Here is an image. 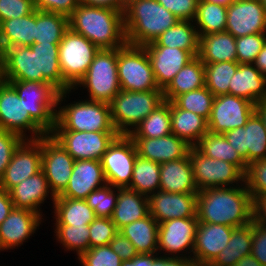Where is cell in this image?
Returning a JSON list of instances; mask_svg holds the SVG:
<instances>
[{
    "label": "cell",
    "instance_id": "6da1fadb",
    "mask_svg": "<svg viewBox=\"0 0 266 266\" xmlns=\"http://www.w3.org/2000/svg\"><path fill=\"white\" fill-rule=\"evenodd\" d=\"M196 208L199 222L240 227L253 221V199L242 183L199 191Z\"/></svg>",
    "mask_w": 266,
    "mask_h": 266
},
{
    "label": "cell",
    "instance_id": "7a4b0ae2",
    "mask_svg": "<svg viewBox=\"0 0 266 266\" xmlns=\"http://www.w3.org/2000/svg\"><path fill=\"white\" fill-rule=\"evenodd\" d=\"M69 28L99 49H118L127 43L124 13L119 10L79 4L69 16Z\"/></svg>",
    "mask_w": 266,
    "mask_h": 266
},
{
    "label": "cell",
    "instance_id": "3957f363",
    "mask_svg": "<svg viewBox=\"0 0 266 266\" xmlns=\"http://www.w3.org/2000/svg\"><path fill=\"white\" fill-rule=\"evenodd\" d=\"M179 20L156 0H134L124 11L126 42L144 46L153 42Z\"/></svg>",
    "mask_w": 266,
    "mask_h": 266
},
{
    "label": "cell",
    "instance_id": "277c9868",
    "mask_svg": "<svg viewBox=\"0 0 266 266\" xmlns=\"http://www.w3.org/2000/svg\"><path fill=\"white\" fill-rule=\"evenodd\" d=\"M17 92L30 117L47 133L50 134L56 123L59 103L70 91L59 92L51 84L37 81L4 80Z\"/></svg>",
    "mask_w": 266,
    "mask_h": 266
},
{
    "label": "cell",
    "instance_id": "5b68a950",
    "mask_svg": "<svg viewBox=\"0 0 266 266\" xmlns=\"http://www.w3.org/2000/svg\"><path fill=\"white\" fill-rule=\"evenodd\" d=\"M164 101L163 90H120L110 103L111 121L115 130L120 135H128L133 127Z\"/></svg>",
    "mask_w": 266,
    "mask_h": 266
},
{
    "label": "cell",
    "instance_id": "8992f818",
    "mask_svg": "<svg viewBox=\"0 0 266 266\" xmlns=\"http://www.w3.org/2000/svg\"><path fill=\"white\" fill-rule=\"evenodd\" d=\"M57 110L53 131H116L110 113V104L91 100L73 102Z\"/></svg>",
    "mask_w": 266,
    "mask_h": 266
},
{
    "label": "cell",
    "instance_id": "52a82bcc",
    "mask_svg": "<svg viewBox=\"0 0 266 266\" xmlns=\"http://www.w3.org/2000/svg\"><path fill=\"white\" fill-rule=\"evenodd\" d=\"M117 73L121 90L150 91L159 89L144 46L125 44L117 49Z\"/></svg>",
    "mask_w": 266,
    "mask_h": 266
},
{
    "label": "cell",
    "instance_id": "ba28073f",
    "mask_svg": "<svg viewBox=\"0 0 266 266\" xmlns=\"http://www.w3.org/2000/svg\"><path fill=\"white\" fill-rule=\"evenodd\" d=\"M87 88L91 101L110 104L121 90L117 73V49H99L77 86Z\"/></svg>",
    "mask_w": 266,
    "mask_h": 266
},
{
    "label": "cell",
    "instance_id": "9c48e42d",
    "mask_svg": "<svg viewBox=\"0 0 266 266\" xmlns=\"http://www.w3.org/2000/svg\"><path fill=\"white\" fill-rule=\"evenodd\" d=\"M99 51L91 41L70 28L59 43L58 57L63 80L72 88L85 76Z\"/></svg>",
    "mask_w": 266,
    "mask_h": 266
},
{
    "label": "cell",
    "instance_id": "30bf717a",
    "mask_svg": "<svg viewBox=\"0 0 266 266\" xmlns=\"http://www.w3.org/2000/svg\"><path fill=\"white\" fill-rule=\"evenodd\" d=\"M189 158L198 191L229 185L231 187L233 183L244 182V173L230 162L206 157L195 147L189 150Z\"/></svg>",
    "mask_w": 266,
    "mask_h": 266
},
{
    "label": "cell",
    "instance_id": "8fae6325",
    "mask_svg": "<svg viewBox=\"0 0 266 266\" xmlns=\"http://www.w3.org/2000/svg\"><path fill=\"white\" fill-rule=\"evenodd\" d=\"M137 156L133 140L128 135H119L101 159L107 184L115 188H128Z\"/></svg>",
    "mask_w": 266,
    "mask_h": 266
},
{
    "label": "cell",
    "instance_id": "7c38bea8",
    "mask_svg": "<svg viewBox=\"0 0 266 266\" xmlns=\"http://www.w3.org/2000/svg\"><path fill=\"white\" fill-rule=\"evenodd\" d=\"M50 135L76 160L101 161L103 154L120 135L117 131H52Z\"/></svg>",
    "mask_w": 266,
    "mask_h": 266
},
{
    "label": "cell",
    "instance_id": "4fadbf2b",
    "mask_svg": "<svg viewBox=\"0 0 266 266\" xmlns=\"http://www.w3.org/2000/svg\"><path fill=\"white\" fill-rule=\"evenodd\" d=\"M0 129L17 133L26 140L24 132L27 130L33 134L28 139H39L48 135L25 110L16 90L2 79H0Z\"/></svg>",
    "mask_w": 266,
    "mask_h": 266
},
{
    "label": "cell",
    "instance_id": "5bb4252c",
    "mask_svg": "<svg viewBox=\"0 0 266 266\" xmlns=\"http://www.w3.org/2000/svg\"><path fill=\"white\" fill-rule=\"evenodd\" d=\"M254 112L255 104L245 98L230 94L215 96L208 119L209 132L224 134L243 127Z\"/></svg>",
    "mask_w": 266,
    "mask_h": 266
},
{
    "label": "cell",
    "instance_id": "9a60e30c",
    "mask_svg": "<svg viewBox=\"0 0 266 266\" xmlns=\"http://www.w3.org/2000/svg\"><path fill=\"white\" fill-rule=\"evenodd\" d=\"M42 170V137L24 139L12 154L0 179V188L9 192L23 180Z\"/></svg>",
    "mask_w": 266,
    "mask_h": 266
},
{
    "label": "cell",
    "instance_id": "2e32d148",
    "mask_svg": "<svg viewBox=\"0 0 266 266\" xmlns=\"http://www.w3.org/2000/svg\"><path fill=\"white\" fill-rule=\"evenodd\" d=\"M74 162L73 157L50 134L42 137V170L55 197L68 185Z\"/></svg>",
    "mask_w": 266,
    "mask_h": 266
},
{
    "label": "cell",
    "instance_id": "e0dca14e",
    "mask_svg": "<svg viewBox=\"0 0 266 266\" xmlns=\"http://www.w3.org/2000/svg\"><path fill=\"white\" fill-rule=\"evenodd\" d=\"M223 135L247 164L266 158V128L256 112L251 115L245 126Z\"/></svg>",
    "mask_w": 266,
    "mask_h": 266
},
{
    "label": "cell",
    "instance_id": "ac0fdd59",
    "mask_svg": "<svg viewBox=\"0 0 266 266\" xmlns=\"http://www.w3.org/2000/svg\"><path fill=\"white\" fill-rule=\"evenodd\" d=\"M235 38L266 33V11L260 0H235L227 7L226 29Z\"/></svg>",
    "mask_w": 266,
    "mask_h": 266
},
{
    "label": "cell",
    "instance_id": "d6986e66",
    "mask_svg": "<svg viewBox=\"0 0 266 266\" xmlns=\"http://www.w3.org/2000/svg\"><path fill=\"white\" fill-rule=\"evenodd\" d=\"M197 217L176 218L159 223L158 249L170 255L190 249L193 252L195 246Z\"/></svg>",
    "mask_w": 266,
    "mask_h": 266
},
{
    "label": "cell",
    "instance_id": "ffe728a7",
    "mask_svg": "<svg viewBox=\"0 0 266 266\" xmlns=\"http://www.w3.org/2000/svg\"><path fill=\"white\" fill-rule=\"evenodd\" d=\"M149 214L158 222L176 218L197 217V193L157 191L148 196Z\"/></svg>",
    "mask_w": 266,
    "mask_h": 266
},
{
    "label": "cell",
    "instance_id": "44dd1931",
    "mask_svg": "<svg viewBox=\"0 0 266 266\" xmlns=\"http://www.w3.org/2000/svg\"><path fill=\"white\" fill-rule=\"evenodd\" d=\"M0 79L42 82L37 52L30 46H13L0 54Z\"/></svg>",
    "mask_w": 266,
    "mask_h": 266
},
{
    "label": "cell",
    "instance_id": "7402d4cb",
    "mask_svg": "<svg viewBox=\"0 0 266 266\" xmlns=\"http://www.w3.org/2000/svg\"><path fill=\"white\" fill-rule=\"evenodd\" d=\"M234 227L199 222L192 259L196 266H208L225 249Z\"/></svg>",
    "mask_w": 266,
    "mask_h": 266
},
{
    "label": "cell",
    "instance_id": "603a6c76",
    "mask_svg": "<svg viewBox=\"0 0 266 266\" xmlns=\"http://www.w3.org/2000/svg\"><path fill=\"white\" fill-rule=\"evenodd\" d=\"M106 184L101 161L90 159L76 160L68 185L56 197L84 200L92 191Z\"/></svg>",
    "mask_w": 266,
    "mask_h": 266
},
{
    "label": "cell",
    "instance_id": "cb8c5ba5",
    "mask_svg": "<svg viewBox=\"0 0 266 266\" xmlns=\"http://www.w3.org/2000/svg\"><path fill=\"white\" fill-rule=\"evenodd\" d=\"M159 89L164 90L175 75L194 57L186 50L164 46H144Z\"/></svg>",
    "mask_w": 266,
    "mask_h": 266
},
{
    "label": "cell",
    "instance_id": "d4e9b609",
    "mask_svg": "<svg viewBox=\"0 0 266 266\" xmlns=\"http://www.w3.org/2000/svg\"><path fill=\"white\" fill-rule=\"evenodd\" d=\"M131 139L135 144L138 156L159 164L180 160L186 157L192 148L185 140L172 133L159 138Z\"/></svg>",
    "mask_w": 266,
    "mask_h": 266
},
{
    "label": "cell",
    "instance_id": "484cf974",
    "mask_svg": "<svg viewBox=\"0 0 266 266\" xmlns=\"http://www.w3.org/2000/svg\"><path fill=\"white\" fill-rule=\"evenodd\" d=\"M43 215L26 209L13 208L7 218L0 224V251L13 249L22 245L35 233Z\"/></svg>",
    "mask_w": 266,
    "mask_h": 266
},
{
    "label": "cell",
    "instance_id": "4316f807",
    "mask_svg": "<svg viewBox=\"0 0 266 266\" xmlns=\"http://www.w3.org/2000/svg\"><path fill=\"white\" fill-rule=\"evenodd\" d=\"M50 191L45 173L41 170L14 186L9 191V195L14 208L26 209L40 214L41 208L39 206L46 200L47 196L49 197L48 193L51 194L53 202L56 198Z\"/></svg>",
    "mask_w": 266,
    "mask_h": 266
},
{
    "label": "cell",
    "instance_id": "83f0119b",
    "mask_svg": "<svg viewBox=\"0 0 266 266\" xmlns=\"http://www.w3.org/2000/svg\"><path fill=\"white\" fill-rule=\"evenodd\" d=\"M229 94L245 98L254 104L266 100V76L253 64L239 63L230 80Z\"/></svg>",
    "mask_w": 266,
    "mask_h": 266
},
{
    "label": "cell",
    "instance_id": "f1b7e54d",
    "mask_svg": "<svg viewBox=\"0 0 266 266\" xmlns=\"http://www.w3.org/2000/svg\"><path fill=\"white\" fill-rule=\"evenodd\" d=\"M160 191L167 193H198L189 154L180 160L160 164Z\"/></svg>",
    "mask_w": 266,
    "mask_h": 266
},
{
    "label": "cell",
    "instance_id": "f546056e",
    "mask_svg": "<svg viewBox=\"0 0 266 266\" xmlns=\"http://www.w3.org/2000/svg\"><path fill=\"white\" fill-rule=\"evenodd\" d=\"M149 214L148 197L128 188H118V199L111 217L117 230Z\"/></svg>",
    "mask_w": 266,
    "mask_h": 266
},
{
    "label": "cell",
    "instance_id": "4dcf8cb0",
    "mask_svg": "<svg viewBox=\"0 0 266 266\" xmlns=\"http://www.w3.org/2000/svg\"><path fill=\"white\" fill-rule=\"evenodd\" d=\"M197 56L203 63L237 61L236 38L227 31L199 36Z\"/></svg>",
    "mask_w": 266,
    "mask_h": 266
},
{
    "label": "cell",
    "instance_id": "1f68e13d",
    "mask_svg": "<svg viewBox=\"0 0 266 266\" xmlns=\"http://www.w3.org/2000/svg\"><path fill=\"white\" fill-rule=\"evenodd\" d=\"M30 47L37 52L38 74H42V82L51 84L59 92L71 91L72 88L62 77L58 57L59 43H34Z\"/></svg>",
    "mask_w": 266,
    "mask_h": 266
},
{
    "label": "cell",
    "instance_id": "d6a6232c",
    "mask_svg": "<svg viewBox=\"0 0 266 266\" xmlns=\"http://www.w3.org/2000/svg\"><path fill=\"white\" fill-rule=\"evenodd\" d=\"M172 134L194 147L209 132L208 120L191 111L180 109L171 101Z\"/></svg>",
    "mask_w": 266,
    "mask_h": 266
},
{
    "label": "cell",
    "instance_id": "836d02e7",
    "mask_svg": "<svg viewBox=\"0 0 266 266\" xmlns=\"http://www.w3.org/2000/svg\"><path fill=\"white\" fill-rule=\"evenodd\" d=\"M35 42V11L20 18L0 22V54L13 46H31Z\"/></svg>",
    "mask_w": 266,
    "mask_h": 266
},
{
    "label": "cell",
    "instance_id": "e575fe53",
    "mask_svg": "<svg viewBox=\"0 0 266 266\" xmlns=\"http://www.w3.org/2000/svg\"><path fill=\"white\" fill-rule=\"evenodd\" d=\"M205 86V64L196 56L190 60L163 90L164 100L171 102L180 94Z\"/></svg>",
    "mask_w": 266,
    "mask_h": 266
},
{
    "label": "cell",
    "instance_id": "d590c367",
    "mask_svg": "<svg viewBox=\"0 0 266 266\" xmlns=\"http://www.w3.org/2000/svg\"><path fill=\"white\" fill-rule=\"evenodd\" d=\"M195 27L190 20H179L153 42L144 46L176 47L196 57L199 49V34Z\"/></svg>",
    "mask_w": 266,
    "mask_h": 266
},
{
    "label": "cell",
    "instance_id": "8d00e7d4",
    "mask_svg": "<svg viewBox=\"0 0 266 266\" xmlns=\"http://www.w3.org/2000/svg\"><path fill=\"white\" fill-rule=\"evenodd\" d=\"M158 230L159 223L148 214L145 218L122 227L118 232L133 243L138 254H152L158 251Z\"/></svg>",
    "mask_w": 266,
    "mask_h": 266
},
{
    "label": "cell",
    "instance_id": "74e56055",
    "mask_svg": "<svg viewBox=\"0 0 266 266\" xmlns=\"http://www.w3.org/2000/svg\"><path fill=\"white\" fill-rule=\"evenodd\" d=\"M253 221L234 227L225 249L208 266H234L245 256L251 255Z\"/></svg>",
    "mask_w": 266,
    "mask_h": 266
},
{
    "label": "cell",
    "instance_id": "f35d334b",
    "mask_svg": "<svg viewBox=\"0 0 266 266\" xmlns=\"http://www.w3.org/2000/svg\"><path fill=\"white\" fill-rule=\"evenodd\" d=\"M55 225H89L96 218L94 210L82 199L56 197L54 199Z\"/></svg>",
    "mask_w": 266,
    "mask_h": 266
},
{
    "label": "cell",
    "instance_id": "ab89813d",
    "mask_svg": "<svg viewBox=\"0 0 266 266\" xmlns=\"http://www.w3.org/2000/svg\"><path fill=\"white\" fill-rule=\"evenodd\" d=\"M194 147L206 157L236 165L243 173L247 169L246 161L229 144L223 134L207 132Z\"/></svg>",
    "mask_w": 266,
    "mask_h": 266
},
{
    "label": "cell",
    "instance_id": "60d3db41",
    "mask_svg": "<svg viewBox=\"0 0 266 266\" xmlns=\"http://www.w3.org/2000/svg\"><path fill=\"white\" fill-rule=\"evenodd\" d=\"M133 129L128 134L130 138H159L170 135L171 102L164 101Z\"/></svg>",
    "mask_w": 266,
    "mask_h": 266
},
{
    "label": "cell",
    "instance_id": "b9f144b4",
    "mask_svg": "<svg viewBox=\"0 0 266 266\" xmlns=\"http://www.w3.org/2000/svg\"><path fill=\"white\" fill-rule=\"evenodd\" d=\"M69 29V17L48 11L35 10V42L60 43Z\"/></svg>",
    "mask_w": 266,
    "mask_h": 266
},
{
    "label": "cell",
    "instance_id": "7bdbcfd3",
    "mask_svg": "<svg viewBox=\"0 0 266 266\" xmlns=\"http://www.w3.org/2000/svg\"><path fill=\"white\" fill-rule=\"evenodd\" d=\"M160 188V164L151 160L136 157L133 175L128 189L139 194L150 196ZM149 194V195H148Z\"/></svg>",
    "mask_w": 266,
    "mask_h": 266
},
{
    "label": "cell",
    "instance_id": "ee69618b",
    "mask_svg": "<svg viewBox=\"0 0 266 266\" xmlns=\"http://www.w3.org/2000/svg\"><path fill=\"white\" fill-rule=\"evenodd\" d=\"M226 18L227 6L198 0L197 13L193 22H196L199 36L225 31Z\"/></svg>",
    "mask_w": 266,
    "mask_h": 266
},
{
    "label": "cell",
    "instance_id": "f6af8a7d",
    "mask_svg": "<svg viewBox=\"0 0 266 266\" xmlns=\"http://www.w3.org/2000/svg\"><path fill=\"white\" fill-rule=\"evenodd\" d=\"M205 64V86L214 96L229 94V84L236 73L239 63L237 61H224Z\"/></svg>",
    "mask_w": 266,
    "mask_h": 266
},
{
    "label": "cell",
    "instance_id": "bcb514c9",
    "mask_svg": "<svg viewBox=\"0 0 266 266\" xmlns=\"http://www.w3.org/2000/svg\"><path fill=\"white\" fill-rule=\"evenodd\" d=\"M214 95L206 87H201L177 96L173 102L183 110L191 111L199 116L209 119Z\"/></svg>",
    "mask_w": 266,
    "mask_h": 266
},
{
    "label": "cell",
    "instance_id": "7dc6e473",
    "mask_svg": "<svg viewBox=\"0 0 266 266\" xmlns=\"http://www.w3.org/2000/svg\"><path fill=\"white\" fill-rule=\"evenodd\" d=\"M57 240L67 248V250H76L78 258L90 248L89 243V225H55Z\"/></svg>",
    "mask_w": 266,
    "mask_h": 266
},
{
    "label": "cell",
    "instance_id": "c3c4849f",
    "mask_svg": "<svg viewBox=\"0 0 266 266\" xmlns=\"http://www.w3.org/2000/svg\"><path fill=\"white\" fill-rule=\"evenodd\" d=\"M113 190H112V189ZM116 189L117 194L114 192ZM118 199V188L106 184L92 191L84 200L94 210L96 217L111 218Z\"/></svg>",
    "mask_w": 266,
    "mask_h": 266
},
{
    "label": "cell",
    "instance_id": "681fc988",
    "mask_svg": "<svg viewBox=\"0 0 266 266\" xmlns=\"http://www.w3.org/2000/svg\"><path fill=\"white\" fill-rule=\"evenodd\" d=\"M244 184L252 199L266 197V158L247 164Z\"/></svg>",
    "mask_w": 266,
    "mask_h": 266
},
{
    "label": "cell",
    "instance_id": "f907efd6",
    "mask_svg": "<svg viewBox=\"0 0 266 266\" xmlns=\"http://www.w3.org/2000/svg\"><path fill=\"white\" fill-rule=\"evenodd\" d=\"M265 43L266 33H256L236 38L237 62L253 64Z\"/></svg>",
    "mask_w": 266,
    "mask_h": 266
},
{
    "label": "cell",
    "instance_id": "816d5d0a",
    "mask_svg": "<svg viewBox=\"0 0 266 266\" xmlns=\"http://www.w3.org/2000/svg\"><path fill=\"white\" fill-rule=\"evenodd\" d=\"M89 231L90 248L109 245L110 241L118 233L114 222L108 217H96L89 224Z\"/></svg>",
    "mask_w": 266,
    "mask_h": 266
},
{
    "label": "cell",
    "instance_id": "f5cc1de1",
    "mask_svg": "<svg viewBox=\"0 0 266 266\" xmlns=\"http://www.w3.org/2000/svg\"><path fill=\"white\" fill-rule=\"evenodd\" d=\"M78 259L82 266H121L123 261L109 245L89 248Z\"/></svg>",
    "mask_w": 266,
    "mask_h": 266
},
{
    "label": "cell",
    "instance_id": "db71d44e",
    "mask_svg": "<svg viewBox=\"0 0 266 266\" xmlns=\"http://www.w3.org/2000/svg\"><path fill=\"white\" fill-rule=\"evenodd\" d=\"M35 10L34 0H0V22L26 16Z\"/></svg>",
    "mask_w": 266,
    "mask_h": 266
},
{
    "label": "cell",
    "instance_id": "11a10c76",
    "mask_svg": "<svg viewBox=\"0 0 266 266\" xmlns=\"http://www.w3.org/2000/svg\"><path fill=\"white\" fill-rule=\"evenodd\" d=\"M23 140L17 133L0 129V179L10 163L13 152Z\"/></svg>",
    "mask_w": 266,
    "mask_h": 266
},
{
    "label": "cell",
    "instance_id": "9f6ffc18",
    "mask_svg": "<svg viewBox=\"0 0 266 266\" xmlns=\"http://www.w3.org/2000/svg\"><path fill=\"white\" fill-rule=\"evenodd\" d=\"M180 20H193L197 13L198 0H156Z\"/></svg>",
    "mask_w": 266,
    "mask_h": 266
},
{
    "label": "cell",
    "instance_id": "6f0895ef",
    "mask_svg": "<svg viewBox=\"0 0 266 266\" xmlns=\"http://www.w3.org/2000/svg\"><path fill=\"white\" fill-rule=\"evenodd\" d=\"M35 9L59 13L69 17L80 4V0H34Z\"/></svg>",
    "mask_w": 266,
    "mask_h": 266
},
{
    "label": "cell",
    "instance_id": "680465c9",
    "mask_svg": "<svg viewBox=\"0 0 266 266\" xmlns=\"http://www.w3.org/2000/svg\"><path fill=\"white\" fill-rule=\"evenodd\" d=\"M251 255L266 266V227L259 226L254 221Z\"/></svg>",
    "mask_w": 266,
    "mask_h": 266
},
{
    "label": "cell",
    "instance_id": "91938a15",
    "mask_svg": "<svg viewBox=\"0 0 266 266\" xmlns=\"http://www.w3.org/2000/svg\"><path fill=\"white\" fill-rule=\"evenodd\" d=\"M109 246L123 261L132 260L138 255L133 243L120 232L110 241Z\"/></svg>",
    "mask_w": 266,
    "mask_h": 266
},
{
    "label": "cell",
    "instance_id": "94428289",
    "mask_svg": "<svg viewBox=\"0 0 266 266\" xmlns=\"http://www.w3.org/2000/svg\"><path fill=\"white\" fill-rule=\"evenodd\" d=\"M151 266H196L191 256L188 258L177 256H157L153 258Z\"/></svg>",
    "mask_w": 266,
    "mask_h": 266
},
{
    "label": "cell",
    "instance_id": "6125c7cd",
    "mask_svg": "<svg viewBox=\"0 0 266 266\" xmlns=\"http://www.w3.org/2000/svg\"><path fill=\"white\" fill-rule=\"evenodd\" d=\"M253 221L266 227V197L253 198Z\"/></svg>",
    "mask_w": 266,
    "mask_h": 266
},
{
    "label": "cell",
    "instance_id": "be15d7a7",
    "mask_svg": "<svg viewBox=\"0 0 266 266\" xmlns=\"http://www.w3.org/2000/svg\"><path fill=\"white\" fill-rule=\"evenodd\" d=\"M13 208L14 204L10 198L9 192L0 188V224L7 218Z\"/></svg>",
    "mask_w": 266,
    "mask_h": 266
},
{
    "label": "cell",
    "instance_id": "e7e4bbea",
    "mask_svg": "<svg viewBox=\"0 0 266 266\" xmlns=\"http://www.w3.org/2000/svg\"><path fill=\"white\" fill-rule=\"evenodd\" d=\"M80 4L121 11V0H80Z\"/></svg>",
    "mask_w": 266,
    "mask_h": 266
},
{
    "label": "cell",
    "instance_id": "03108f58",
    "mask_svg": "<svg viewBox=\"0 0 266 266\" xmlns=\"http://www.w3.org/2000/svg\"><path fill=\"white\" fill-rule=\"evenodd\" d=\"M155 254H138L132 260L122 261L121 266H151Z\"/></svg>",
    "mask_w": 266,
    "mask_h": 266
},
{
    "label": "cell",
    "instance_id": "003e7915",
    "mask_svg": "<svg viewBox=\"0 0 266 266\" xmlns=\"http://www.w3.org/2000/svg\"><path fill=\"white\" fill-rule=\"evenodd\" d=\"M253 65L266 76V43L264 44L262 50L259 52Z\"/></svg>",
    "mask_w": 266,
    "mask_h": 266
},
{
    "label": "cell",
    "instance_id": "a7ac6f4b",
    "mask_svg": "<svg viewBox=\"0 0 266 266\" xmlns=\"http://www.w3.org/2000/svg\"><path fill=\"white\" fill-rule=\"evenodd\" d=\"M234 266H263L257 259L252 255L242 257L237 264Z\"/></svg>",
    "mask_w": 266,
    "mask_h": 266
},
{
    "label": "cell",
    "instance_id": "89a4df30",
    "mask_svg": "<svg viewBox=\"0 0 266 266\" xmlns=\"http://www.w3.org/2000/svg\"><path fill=\"white\" fill-rule=\"evenodd\" d=\"M255 112L262 119L266 128V100H261L255 104Z\"/></svg>",
    "mask_w": 266,
    "mask_h": 266
},
{
    "label": "cell",
    "instance_id": "2644e50d",
    "mask_svg": "<svg viewBox=\"0 0 266 266\" xmlns=\"http://www.w3.org/2000/svg\"><path fill=\"white\" fill-rule=\"evenodd\" d=\"M206 2H210V3H216V4H221L224 6H229L230 4H232L235 0H204Z\"/></svg>",
    "mask_w": 266,
    "mask_h": 266
},
{
    "label": "cell",
    "instance_id": "8c879c8a",
    "mask_svg": "<svg viewBox=\"0 0 266 266\" xmlns=\"http://www.w3.org/2000/svg\"><path fill=\"white\" fill-rule=\"evenodd\" d=\"M134 0H121V11L124 13L126 6H128Z\"/></svg>",
    "mask_w": 266,
    "mask_h": 266
},
{
    "label": "cell",
    "instance_id": "753ad0ef",
    "mask_svg": "<svg viewBox=\"0 0 266 266\" xmlns=\"http://www.w3.org/2000/svg\"><path fill=\"white\" fill-rule=\"evenodd\" d=\"M260 1H261L262 5H263L265 11H266V0H260Z\"/></svg>",
    "mask_w": 266,
    "mask_h": 266
}]
</instances>
